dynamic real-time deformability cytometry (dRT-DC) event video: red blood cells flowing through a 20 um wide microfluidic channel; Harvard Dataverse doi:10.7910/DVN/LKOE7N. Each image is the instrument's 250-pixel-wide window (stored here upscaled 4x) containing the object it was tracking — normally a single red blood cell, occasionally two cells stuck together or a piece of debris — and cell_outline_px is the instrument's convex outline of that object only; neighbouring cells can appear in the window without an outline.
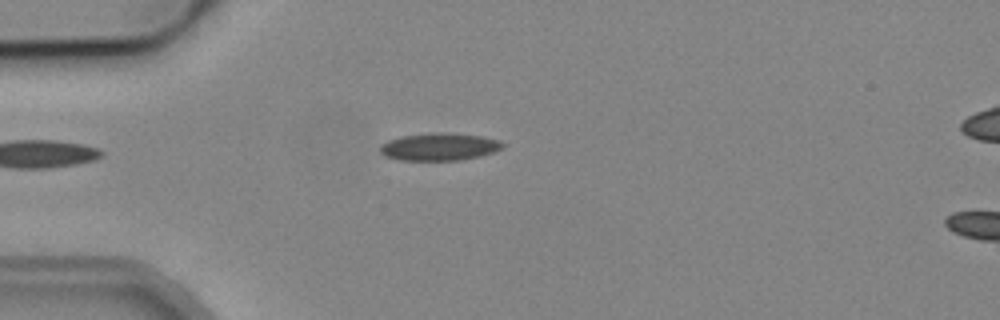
{"species": "common noctule bat (a hibernating species)", "species_latin": "Nyctalus noctula", "temperature_condition": "cold", "stored_images_in_passage": 2, "camera_frame_rate_fps": 3000, "um_per_image_px": 0.085, "animal": {"sex": "male", "body_mass_g": 19.2, "forearm_length_mm": 51.8}, "frame": {"image": 1, "passage_image": 1, "time_ms": 0.0, "image_size_px": [1000, 320], "cell_outline_px": [[504, 144], [500, 148], [492, 152], [480, 156], [456, 160], [400, 160], [384, 156], [380, 152], [380, 144], [388, 140], [404, 136], [432, 132], [444, 132], [480, 136], [500, 140]], "centroid_in_image_um": [37.3, 12.47], "position_along_channel_um": 47.7, "area_um2": 19.48}}